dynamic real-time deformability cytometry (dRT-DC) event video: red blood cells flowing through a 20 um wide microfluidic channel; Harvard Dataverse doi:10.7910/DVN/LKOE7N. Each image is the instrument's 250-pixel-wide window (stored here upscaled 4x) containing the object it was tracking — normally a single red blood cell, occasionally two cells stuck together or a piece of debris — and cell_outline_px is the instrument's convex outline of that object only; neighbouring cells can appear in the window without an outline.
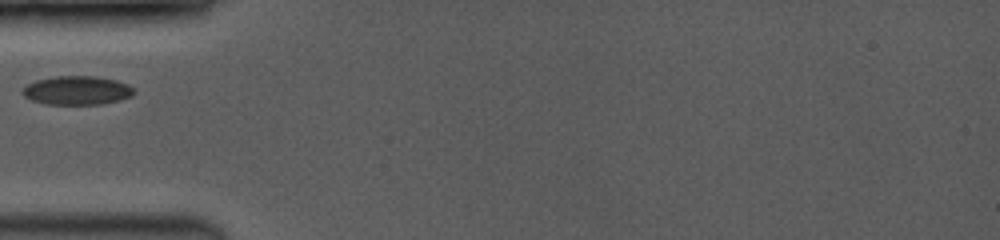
{"species": "common noctule bat (a hibernating species)", "species_latin": "Nyctalus noctula", "temperature_condition": "room temperature", "stored_images_in_passage": 4, "camera_frame_rate_fps": 3500, "um_per_image_px": 0.085, "animal": {"sex": "female", "body_mass_g": 19.0, "forearm_length_mm": 53.3}, "frame": {"image": 1, "passage_image": 2, "time_ms": 1.143, "image_size_px": [1000, 240], "cell_outline_px": [[136, 92], [132, 96], [120, 100], [100, 104], [44, 104], [32, 100], [24, 96], [20, 92], [28, 84], [36, 80], [56, 76], [96, 76], [116, 80], [128, 84]], "centroid_in_image_um": [6.55, 7.68], "position_along_channel_um": 78.4, "area_um2": 18.73}}
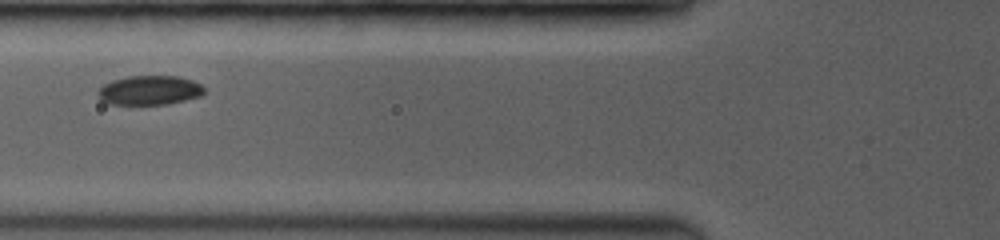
{"frame": {"image": 2, "passage_image": 3, "time_ms": 2.0, "image_size_px": [1000, 240], "cell_outline_px": [[204, 92], [200, 96], [168, 104], [108, 104], [100, 100], [96, 92], [104, 84], [112, 80], [128, 76], [176, 76], [192, 80], [200, 84], [204, 88]], "centroid_in_image_um": [12.67, 7.67], "position_along_channel_um": 113.1, "area_um2": 18.15}}
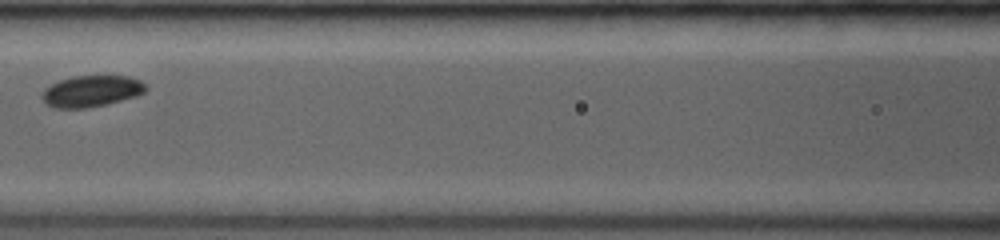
{"frame": {"image": 3, "passage_image": 4, "time_ms": 3.143, "image_size_px": [1000, 240], "cell_outline_px": [[148, 88], [144, 92], [136, 96], [108, 104], [88, 108], [56, 108], [48, 104], [40, 96], [40, 92], [44, 88], [60, 80], [72, 76], [128, 76], [140, 80]], "centroid_in_image_um": [7.76, 7.75], "position_along_channel_um": 158.8, "area_um2": 19.02}}